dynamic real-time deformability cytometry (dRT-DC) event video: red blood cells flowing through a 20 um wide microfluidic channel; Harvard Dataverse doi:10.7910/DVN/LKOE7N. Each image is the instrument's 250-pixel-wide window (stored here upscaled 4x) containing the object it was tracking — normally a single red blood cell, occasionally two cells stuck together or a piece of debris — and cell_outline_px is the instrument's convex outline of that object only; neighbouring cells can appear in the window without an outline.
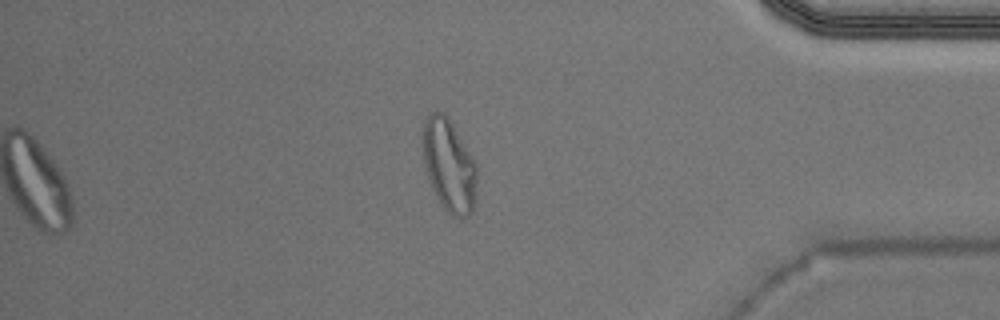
{"species": "Egyptian fruit bat (a non-hibernating species)", "species_latin": "Rousettus aegyptiacus", "temperature_condition": "warm", "stored_images_in_passage": 36, "camera_frame_rate_fps": 3000, "um_per_image_px": 0.085, "animal": {"sex": "male"}, "frame": {"image": 1, "passage_image": 36, "time_ms": 11.667, "image_size_px": [1000, 320], "cell_outline_px": [[476, 200], [472, 212], [468, 216], [460, 220], [452, 216], [440, 204], [432, 188], [424, 164], [420, 144], [420, 120], [428, 112], [444, 112], [448, 116], [476, 164]], "centroid_in_image_um": [38.1, 14.01], "position_along_channel_um": 397.1, "area_um2": 30.23}, "authors_computed_cell_mechanics": {"area_um2": 19.6809, "velocity_mm_per_s": 3.9762, "shape_relaxation_time_tau1_ms": null, "shape_relaxation_time_tau2_ms": 1.0508, "deformation_change_tau1": null, "deformation_change_tau2": 0.0767}}